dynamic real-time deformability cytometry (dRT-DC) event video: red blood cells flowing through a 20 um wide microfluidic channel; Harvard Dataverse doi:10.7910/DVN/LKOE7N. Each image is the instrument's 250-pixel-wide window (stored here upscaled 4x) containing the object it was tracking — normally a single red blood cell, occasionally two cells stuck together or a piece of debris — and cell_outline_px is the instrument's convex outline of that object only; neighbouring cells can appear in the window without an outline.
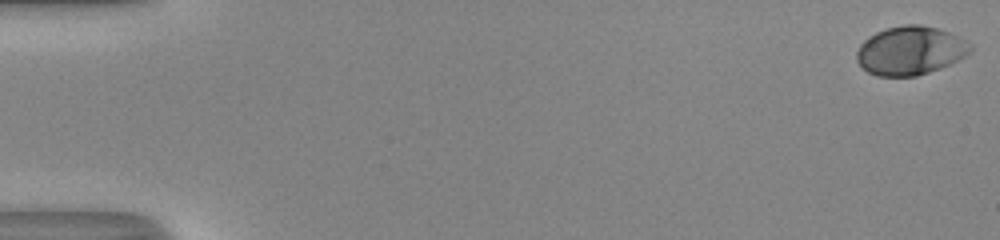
{"species": "human", "species_latin": "Homo sapiens", "temperature_condition": "room temperature", "stored_images_in_passage": 52, "camera_frame_rate_fps": 3000, "um_per_image_px": 0.085, "donor": {"sex": "male"}, "frame": {"image": 1, "passage_image": 1, "time_ms": 0.0, "image_size_px": [1000, 240], "cell_outline_px": [[972, 48], [964, 56], [940, 68], [916, 76], [876, 76], [868, 72], [856, 60], [856, 52], [860, 44], [864, 40], [876, 32], [884, 28], [904, 24], [920, 24], [936, 28], [948, 32], [972, 44]], "centroid_in_image_um": [77.33, 4.29], "position_along_channel_um": 7.7, "area_um2": 32.02}}
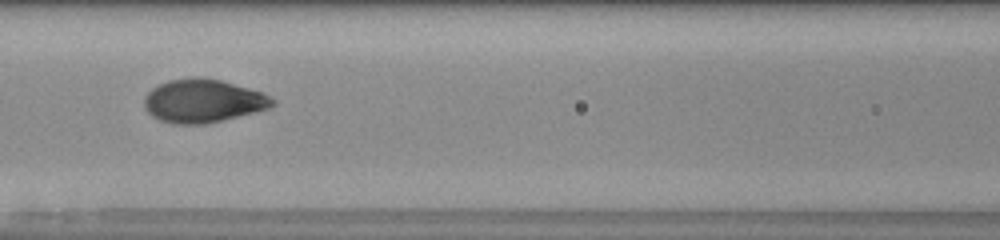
{"frame": {"image": 2, "passage_image": 25, "time_ms": 8.0, "image_size_px": [1000, 240], "cell_outline_px": [[276, 104], [268, 108], [208, 124], [176, 124], [160, 120], [152, 116], [144, 108], [144, 96], [152, 88], [168, 80], [220, 80], [264, 92], [276, 100]], "centroid_in_image_um": [17.27, 8.62], "position_along_channel_um": 149.3, "area_um2": 31.73}}
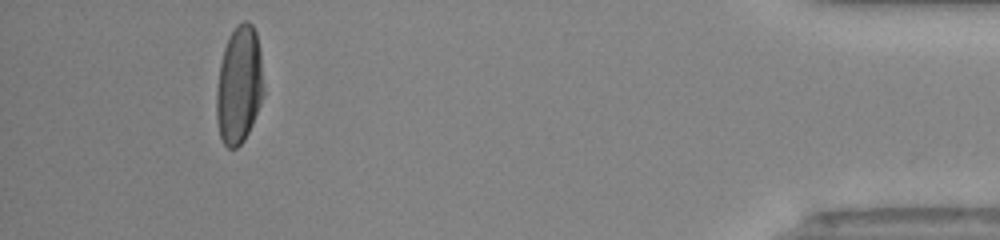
{"frame": {"image": 3, "passage_image": 49, "time_ms": 16.0, "image_size_px": [1000, 240], "cell_outline_px": [[264, 96], [252, 124], [244, 140], [236, 148], [228, 148], [224, 144], [220, 136], [216, 120], [216, 92], [220, 64], [224, 48], [228, 36], [236, 24], [244, 20], [248, 20], [252, 24], [256, 32], [260, 52], [264, 92]], "centroid_in_image_um": [20.32, 7.21], "position_along_channel_um": 414.9, "area_um2": 32.6}, "authors_computed_cell_mechanics": {"area_um2": 31.8478, "velocity_mm_per_s": 4.1154, "shape_relaxation_time_tau1_ms": 3.1411, "shape_relaxation_time_tau2_ms": null, "deformation_change_tau1": 0.1805, "deformation_change_tau2": null}}